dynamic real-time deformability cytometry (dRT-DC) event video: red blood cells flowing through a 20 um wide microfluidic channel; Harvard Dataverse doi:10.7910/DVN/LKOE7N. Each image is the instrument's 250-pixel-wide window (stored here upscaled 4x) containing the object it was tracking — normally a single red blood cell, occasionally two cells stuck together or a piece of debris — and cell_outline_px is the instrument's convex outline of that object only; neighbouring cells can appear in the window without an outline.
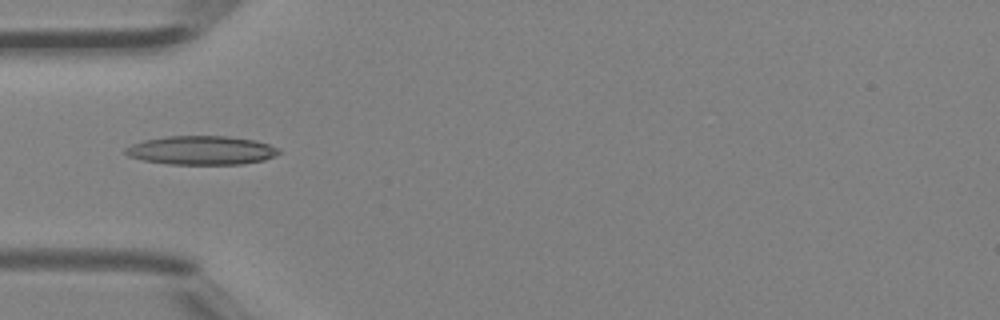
{"species": "Egyptian fruit bat (a non-hibernating species)", "species_latin": "Rousettus aegyptiacus", "temperature_condition": "room temperature", "stored_images_in_passage": 2, "camera_frame_rate_fps": 3000, "um_per_image_px": 0.085, "animal": {"sex": "female"}, "frame": {"image": 1, "passage_image": 2, "time_ms": 0.333, "image_size_px": [1000, 320], "cell_outline_px": [[280, 152], [276, 156], [264, 160], [244, 164], [168, 164], [144, 160], [128, 156], [124, 152], [124, 148], [132, 144], [144, 140], [164, 136], [228, 136], [256, 140], [280, 148]], "centroid_in_image_um": [17.14, 12.77], "position_along_channel_um": 67.9, "area_um2": 25.95}}